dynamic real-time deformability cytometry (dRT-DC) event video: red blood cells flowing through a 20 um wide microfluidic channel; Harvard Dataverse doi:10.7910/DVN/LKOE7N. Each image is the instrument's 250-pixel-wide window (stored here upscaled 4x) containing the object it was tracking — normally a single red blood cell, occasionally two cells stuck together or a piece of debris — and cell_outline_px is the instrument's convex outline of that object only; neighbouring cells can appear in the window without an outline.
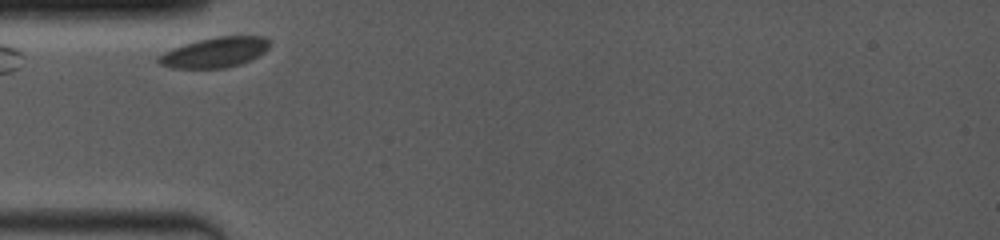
{"species": "common noctule bat (a hibernating species)", "species_latin": "Nyctalus noctula", "temperature_condition": "room temperature", "stored_images_in_passage": 5, "camera_frame_rate_fps": 4000, "um_per_image_px": 0.085, "animal": {"sex": "female", "body_mass_g": 19.0, "forearm_length_mm": 53.3}, "frame": {"image": 1, "passage_image": 1, "time_ms": 0.0, "image_size_px": [1000, 240], "cell_outline_px": [[268, 48], [264, 52], [240, 64], [224, 68], [172, 68], [160, 64], [156, 60], [164, 52], [172, 48], [196, 40], [216, 36], [264, 36], [268, 40]], "centroid_in_image_um": [18.23, 4.44], "position_along_channel_um": 66.8, "area_um2": 19.36}}
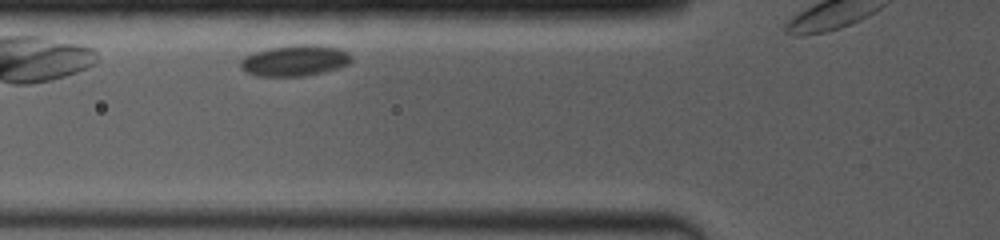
{"frame": {"image": 2, "passage_image": 3, "time_ms": 1.0, "image_size_px": [1000, 240], "cell_outline_px": [[352, 60], [348, 64], [336, 68], [304, 76], [260, 76], [244, 72], [240, 68], [240, 60], [244, 56], [252, 52], [268, 48], [296, 44], [316, 44], [340, 48], [348, 52], [352, 56]], "centroid_in_image_um": [25.03, 5.13], "position_along_channel_um": 100.8, "area_um2": 20.23}}